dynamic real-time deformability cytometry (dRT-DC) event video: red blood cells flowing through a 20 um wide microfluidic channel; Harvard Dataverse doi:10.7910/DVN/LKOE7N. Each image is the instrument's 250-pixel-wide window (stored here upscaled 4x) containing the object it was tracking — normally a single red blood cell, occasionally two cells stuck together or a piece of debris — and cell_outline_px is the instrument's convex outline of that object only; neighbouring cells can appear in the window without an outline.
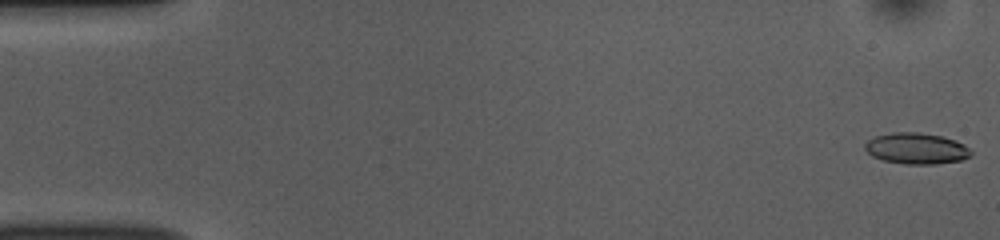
{"species": "common noctule bat (a hibernating species)", "species_latin": "Nyctalus noctula", "temperature_condition": "room temperature", "stored_images_in_passage": 53, "camera_frame_rate_fps": 3000, "um_per_image_px": 0.085, "animal": {"sex": "female", "body_mass_g": 10.0, "forearm_length_mm": 53.1}, "frame": {"image": 1, "passage_image": 1, "time_ms": 0.0, "image_size_px": [1000, 240], "cell_outline_px": [[972, 156], [964, 160], [936, 164], [904, 164], [884, 160], [872, 156], [864, 148], [864, 144], [868, 140], [876, 136], [892, 132], [920, 132], [940, 136], [956, 140], [964, 144], [972, 152]], "centroid_in_image_um": [77.92, 12.62], "position_along_channel_um": 7.1, "area_um2": 19.36}}
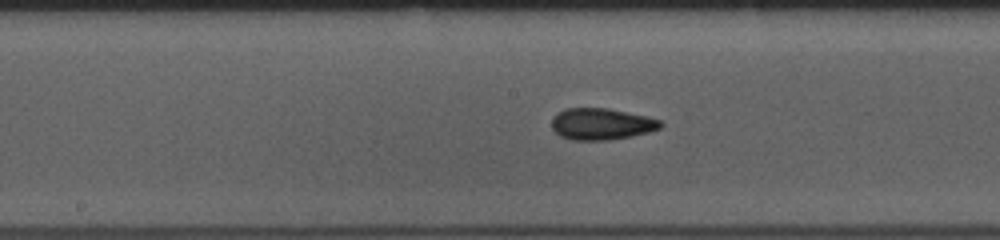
{"frame": {"image": 2, "passage_image": 27, "time_ms": 8.667, "image_size_px": [1000, 240], "cell_outline_px": [[664, 124], [660, 128], [648, 132], [632, 136], [608, 140], [572, 140], [560, 136], [552, 128], [552, 120], [556, 112], [564, 108], [608, 108], [648, 116], [660, 120]], "centroid_in_image_um": [51.12, 10.53], "position_along_channel_um": 197.1, "area_um2": 20.17}}
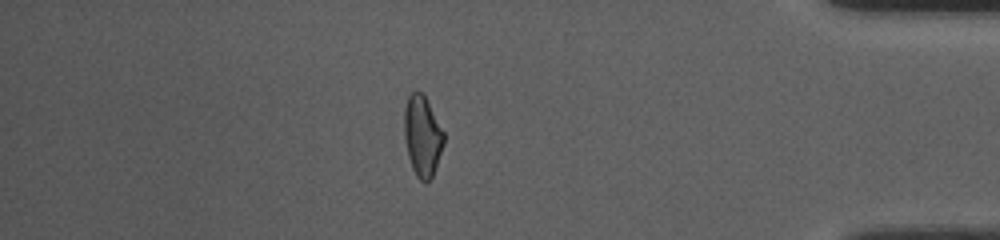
{"frame": {"image": 3, "passage_image": 46, "time_ms": 15.0, "image_size_px": [1000, 240], "cell_outline_px": [[444, 144], [432, 176], [428, 184], [424, 184], [416, 176], [412, 168], [408, 156], [404, 140], [404, 108], [408, 96], [416, 88], [424, 96], [444, 132]], "centroid_in_image_um": [35.88, 11.58], "position_along_channel_um": 399.3, "area_um2": 18.67}, "authors_computed_cell_mechanics": {"area_um2": 19.3052, "velocity_mm_per_s": 3.7755, "shape_relaxation_time_tau1_ms": 6.6664, "shape_relaxation_time_tau2_ms": 2.231, "deformation_change_tau1": 0.1449, "deformation_change_tau2": 0.0815}}